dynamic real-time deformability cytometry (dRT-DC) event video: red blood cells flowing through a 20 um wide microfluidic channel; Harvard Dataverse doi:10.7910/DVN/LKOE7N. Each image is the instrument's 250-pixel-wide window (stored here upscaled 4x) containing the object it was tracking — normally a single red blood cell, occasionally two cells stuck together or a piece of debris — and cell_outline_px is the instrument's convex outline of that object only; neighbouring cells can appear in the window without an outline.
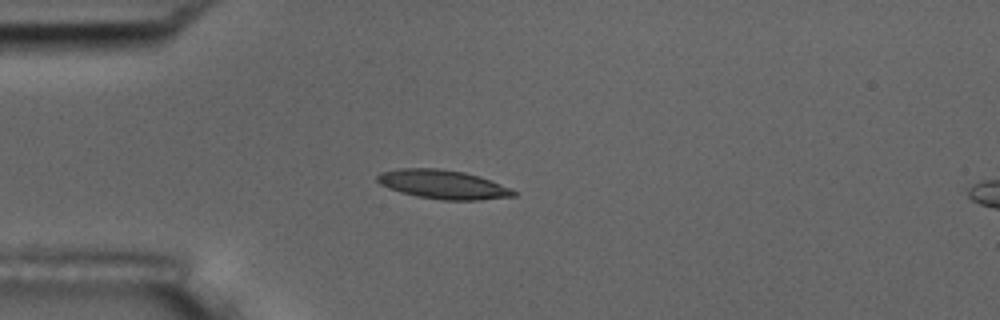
{"species": "common noctule bat (a hibernating species)", "species_latin": "Nyctalus noctula", "temperature_condition": "room temperature", "stored_images_in_passage": 14, "camera_frame_rate_fps": 3000, "um_per_image_px": 0.085, "animal": {"sex": "male", "body_mass_g": 17.5, "forearm_length_mm": 52.3}, "frame": {"image": 1, "passage_image": 3, "time_ms": 3.333, "image_size_px": [1000, 320], "cell_outline_px": [[516, 196], [480, 200], [440, 200], [400, 192], [388, 188], [380, 184], [376, 180], [376, 176], [380, 172], [400, 168], [440, 168], [464, 172], [480, 176], [512, 188], [516, 192]], "centroid_in_image_um": [37.66, 15.67], "position_along_channel_um": 47.3, "area_um2": 23.12}}
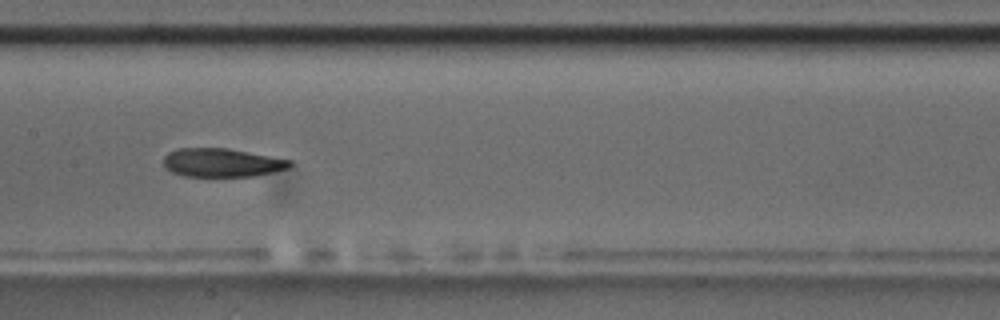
{"frame": {"image": 2, "passage_image": 7, "time_ms": 7.667, "image_size_px": [1000, 320], "cell_outline_px": [[292, 164], [288, 168], [272, 172], [252, 176], [184, 176], [172, 172], [164, 168], [164, 156], [168, 152], [176, 148], [228, 148], [292, 160]], "centroid_in_image_um": [18.83, 13.82], "position_along_channel_um": 188.6, "area_um2": 21.04}}
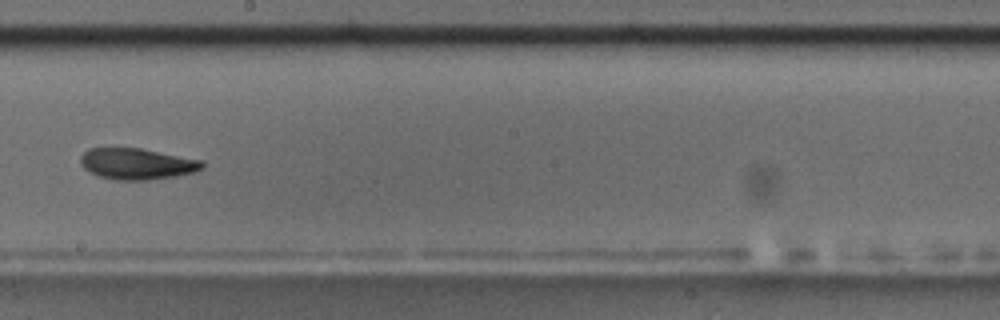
{"frame": {"image": 3, "passage_image": 8, "time_ms": 9.0, "image_size_px": [1000, 320], "cell_outline_px": [[204, 168], [196, 172], [176, 176], [148, 180], [116, 180], [100, 176], [84, 168], [80, 160], [80, 156], [88, 148], [140, 148], [204, 160]], "centroid_in_image_um": [11.69, 13.92], "position_along_channel_um": 236.5, "area_um2": 22.2}, "authors_computed_cell_mechanics": {"area_um2": 22.1374, "velocity_mm_per_s": 3.6224, "shape_relaxation_time_tau1_ms": 9.0913, "shape_relaxation_time_tau2_ms": 2.3426, "deformation_change_tau1": 0.174, "deformation_change_tau2": 0.0705}}